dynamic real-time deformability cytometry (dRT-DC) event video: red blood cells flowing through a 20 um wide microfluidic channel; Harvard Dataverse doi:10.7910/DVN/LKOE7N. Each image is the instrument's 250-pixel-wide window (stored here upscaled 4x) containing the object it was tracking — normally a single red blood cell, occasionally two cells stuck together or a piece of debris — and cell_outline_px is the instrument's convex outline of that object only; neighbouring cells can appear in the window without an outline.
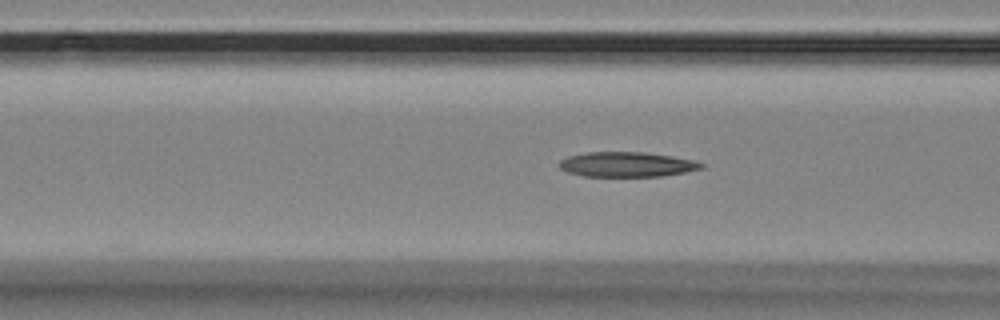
{"species": "Egyptian fruit bat (a non-hibernating species)", "species_latin": "Rousettus aegyptiacus", "temperature_condition": "room temperature", "stored_images_in_passage": 36, "camera_frame_rate_fps": 3000, "um_per_image_px": 0.085, "animal": {"sex": "female"}, "frame": {"image": 1, "passage_image": 11, "time_ms": 3.333, "image_size_px": [1000, 320], "cell_outline_px": [[704, 168], [684, 172], [660, 176], [584, 176], [568, 172], [560, 168], [556, 164], [560, 160], [568, 156], [588, 152], [644, 152], [672, 156], [692, 160], [704, 164]], "centroid_in_image_um": [53.24, 13.97], "position_along_channel_um": 113.4, "area_um2": 20.52}}
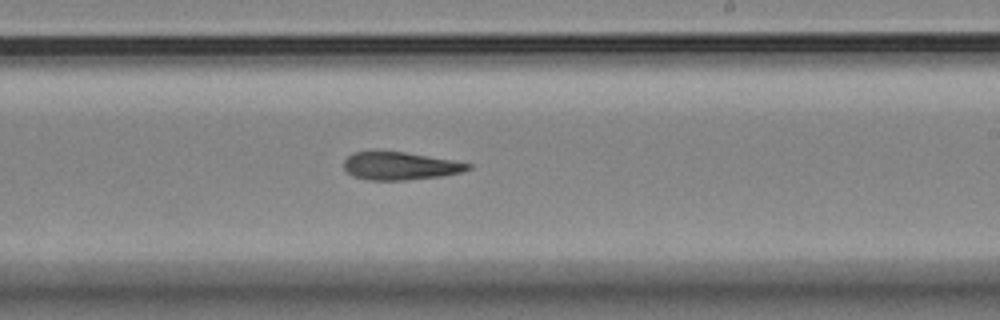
{"frame": {"image": 2, "passage_image": 23, "time_ms": 7.333, "image_size_px": [1000, 320], "cell_outline_px": [[472, 168], [460, 172], [440, 176], [408, 180], [368, 180], [352, 176], [344, 168], [344, 160], [352, 152], [404, 152], [452, 160], [472, 164]], "centroid_in_image_um": [33.99, 14.11], "position_along_channel_um": 255.0, "area_um2": 19.94}}
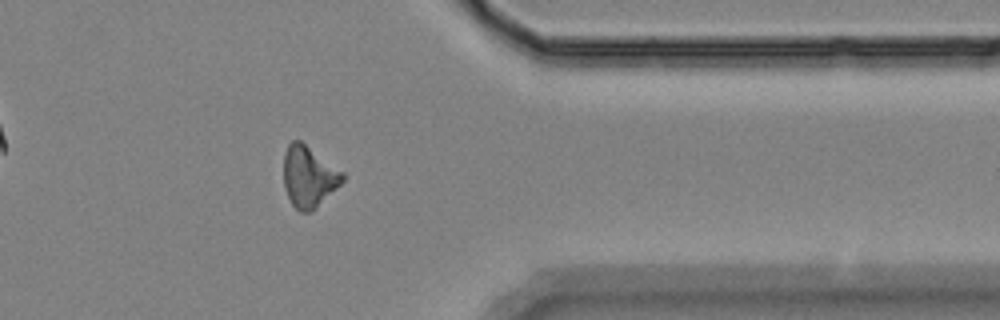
{"frame": {"image": 3, "passage_image": 35, "time_ms": 11.333, "image_size_px": [1000, 320], "cell_outline_px": [[344, 180], [312, 212], [300, 212], [292, 204], [284, 188], [284, 152], [288, 144], [292, 140], [300, 140], [344, 172]], "centroid_in_image_um": [26.23, 15.01], "position_along_channel_um": 385.2, "area_um2": 20.98}}